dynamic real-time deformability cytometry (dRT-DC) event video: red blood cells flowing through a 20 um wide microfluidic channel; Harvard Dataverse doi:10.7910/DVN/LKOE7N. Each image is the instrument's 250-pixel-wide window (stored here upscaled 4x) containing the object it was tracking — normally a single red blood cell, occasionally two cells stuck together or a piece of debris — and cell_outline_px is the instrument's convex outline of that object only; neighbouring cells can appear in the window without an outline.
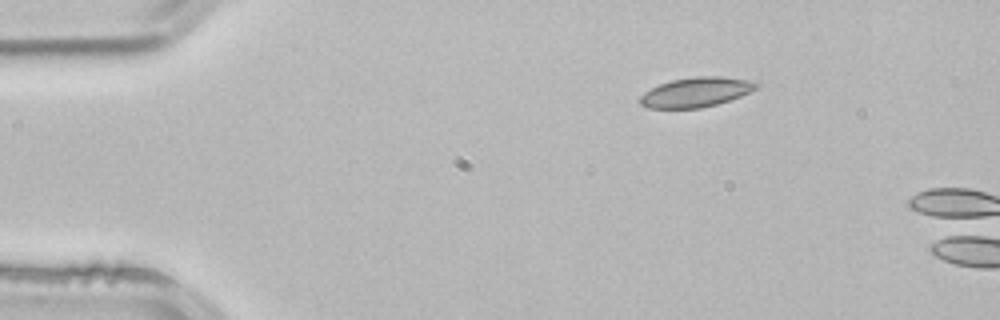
{"species": "common noctule bat (a hibernating species)", "species_latin": "Nyctalus noctula", "temperature_condition": "room temperature", "stored_images_in_passage": 2, "camera_frame_rate_fps": 3000, "um_per_image_px": 0.085, "animal": {"sex": "male", "body_mass_g": 21.5, "forearm_length_mm": 52.0}, "frame": {"image": 1, "passage_image": 1, "time_ms": 0.0, "image_size_px": [1000, 320], "cell_outline_px": [[760, 84], [756, 88], [740, 96], [716, 104], [700, 108], [648, 108], [640, 104], [640, 96], [644, 92], [660, 84], [672, 80], [696, 76], [720, 76], [756, 80]], "centroid_in_image_um": [59.18, 7.82], "position_along_channel_um": 25.8, "area_um2": 20.06}}